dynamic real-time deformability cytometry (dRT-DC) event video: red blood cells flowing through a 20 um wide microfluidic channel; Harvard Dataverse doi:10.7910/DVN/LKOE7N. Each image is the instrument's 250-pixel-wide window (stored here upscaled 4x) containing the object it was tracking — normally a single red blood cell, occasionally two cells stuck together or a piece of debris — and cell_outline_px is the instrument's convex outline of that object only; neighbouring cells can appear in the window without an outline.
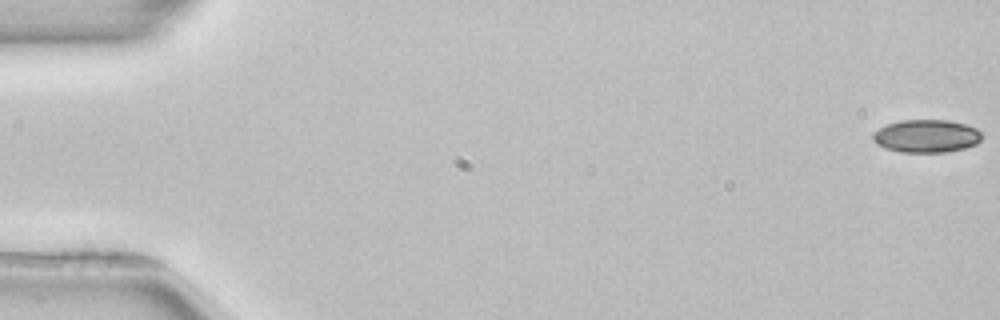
{"species": "common noctule bat (a hibernating species)", "species_latin": "Nyctalus noctula", "temperature_condition": "room temperature", "stored_images_in_passage": 53, "camera_frame_rate_fps": 3000, "um_per_image_px": 0.085, "animal": {"sex": "female", "body_mass_g": 22.7, "forearm_length_mm": 54.2}, "frame": {"image": 1, "passage_image": 1, "time_ms": 0.0, "image_size_px": [1000, 320], "cell_outline_px": [[984, 136], [976, 144], [964, 148], [944, 152], [900, 152], [884, 148], [876, 144], [872, 140], [872, 132], [888, 124], [900, 120], [948, 120], [964, 124], [976, 128]], "centroid_in_image_um": [78.72, 11.57], "position_along_channel_um": 6.3, "area_um2": 20.98}}
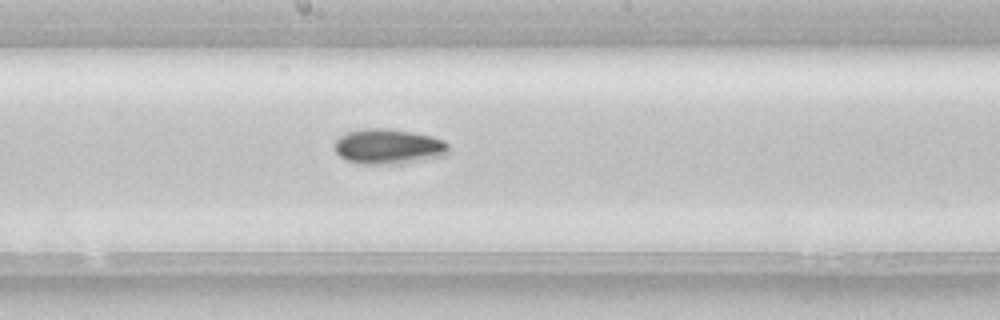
{"frame": {"image": 2, "passage_image": 29, "time_ms": 9.333, "image_size_px": [1000, 320], "cell_outline_px": [[448, 152], [444, 156], [396, 164], [360, 164], [348, 160], [340, 156], [336, 152], [336, 140], [340, 136], [348, 132], [364, 128], [384, 128], [412, 132], [432, 136], [444, 140], [448, 144]], "centroid_in_image_um": [33.03, 12.45], "position_along_channel_um": 215.2, "area_um2": 23.24}}
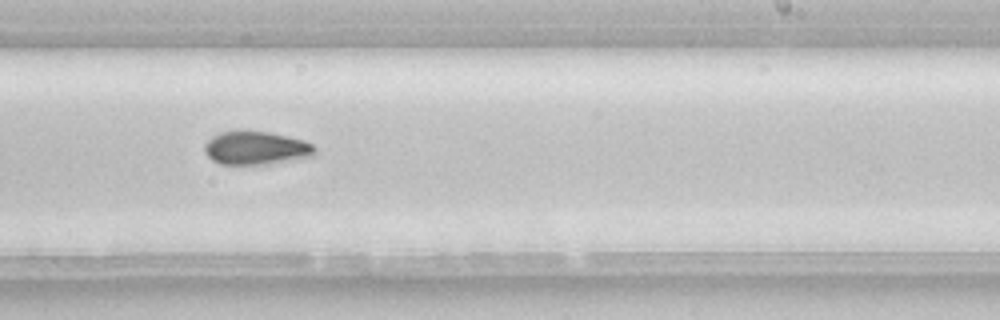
{"frame": {"image": 3, "passage_image": 33, "time_ms": 10.667, "image_size_px": [1000, 320], "cell_outline_px": [[316, 156], [268, 164], [220, 164], [212, 160], [204, 152], [204, 144], [212, 136], [220, 132], [272, 132], [304, 140], [312, 144], [316, 148]], "centroid_in_image_um": [21.8, 12.59], "position_along_channel_um": 267.2, "area_um2": 21.44}, "authors_computed_cell_mechanics": {"area_um2": 21.2704, "velocity_mm_per_s": 3.9373, "shape_relaxation_time_tau1_ms": 9.045, "shape_relaxation_time_tau2_ms": null, "deformation_change_tau1": 0.1378, "deformation_change_tau2": null}}